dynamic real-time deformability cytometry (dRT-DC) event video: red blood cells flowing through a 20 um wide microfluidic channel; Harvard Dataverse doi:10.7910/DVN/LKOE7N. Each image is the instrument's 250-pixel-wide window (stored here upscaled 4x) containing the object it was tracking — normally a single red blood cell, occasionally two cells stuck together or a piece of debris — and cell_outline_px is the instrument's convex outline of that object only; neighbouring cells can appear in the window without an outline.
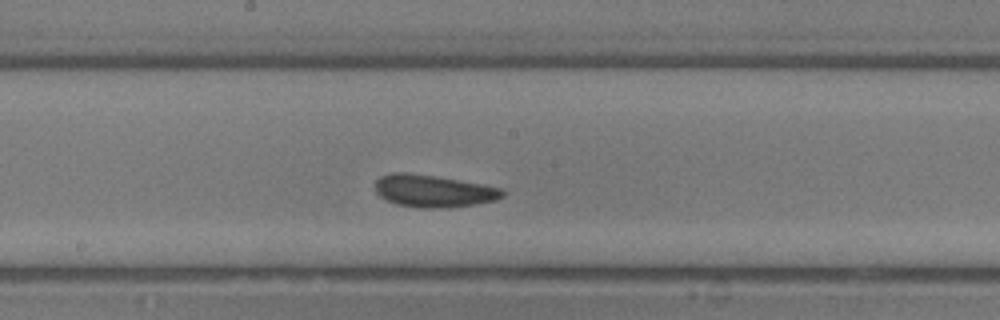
{"species": "common noctule bat (a hibernating species)", "species_latin": "Nyctalus noctula", "temperature_condition": "room temperature", "stored_images_in_passage": 13, "camera_frame_rate_fps": 3000, "um_per_image_px": 0.085, "animal": {"sex": "male", "body_mass_g": 13.3}, "frame": {"image": 1, "passage_image": 10, "time_ms": 3.0, "image_size_px": [1000, 320], "cell_outline_px": [[504, 196], [496, 200], [476, 204], [448, 208], [416, 208], [396, 204], [380, 196], [376, 192], [376, 180], [380, 176], [392, 172], [408, 172], [436, 176], [484, 184], [504, 188]], "centroid_in_image_um": [36.87, 16.23], "position_along_channel_um": 211.3, "area_um2": 24.28}}